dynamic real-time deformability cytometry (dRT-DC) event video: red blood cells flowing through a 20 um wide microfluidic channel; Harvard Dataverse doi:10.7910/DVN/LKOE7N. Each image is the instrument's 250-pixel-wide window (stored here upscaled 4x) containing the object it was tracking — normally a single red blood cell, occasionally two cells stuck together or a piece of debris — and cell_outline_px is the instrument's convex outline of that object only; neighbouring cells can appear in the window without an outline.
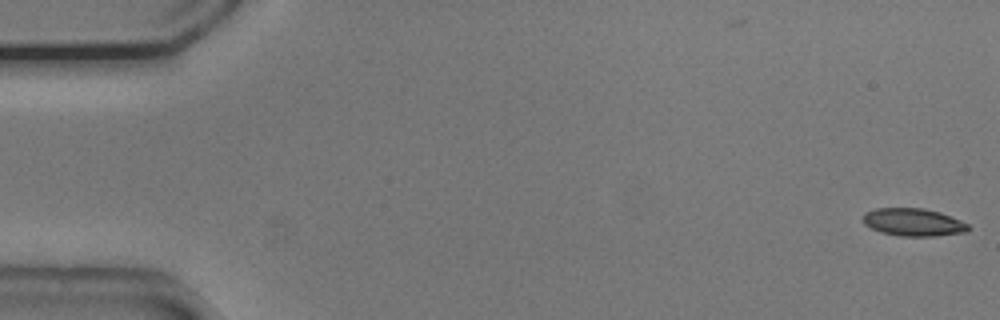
{"species": "common noctule bat (a hibernating species)", "species_latin": "Nyctalus noctula", "temperature_condition": "cold", "stored_images_in_passage": 2, "camera_frame_rate_fps": 3000, "um_per_image_px": 0.085, "animal": {"sex": "male", "body_mass_g": 20.5, "forearm_length_mm": 52.5}, "frame": {"image": 1, "passage_image": 2, "time_ms": 0.333, "image_size_px": [1000, 320], "cell_outline_px": [[972, 228], [968, 232], [936, 236], [900, 236], [880, 232], [864, 224], [864, 212], [876, 208], [924, 208], [940, 212], [960, 220], [968, 224]], "centroid_in_image_um": [77.67, 18.89], "position_along_channel_um": 7.3, "area_um2": 17.11}}